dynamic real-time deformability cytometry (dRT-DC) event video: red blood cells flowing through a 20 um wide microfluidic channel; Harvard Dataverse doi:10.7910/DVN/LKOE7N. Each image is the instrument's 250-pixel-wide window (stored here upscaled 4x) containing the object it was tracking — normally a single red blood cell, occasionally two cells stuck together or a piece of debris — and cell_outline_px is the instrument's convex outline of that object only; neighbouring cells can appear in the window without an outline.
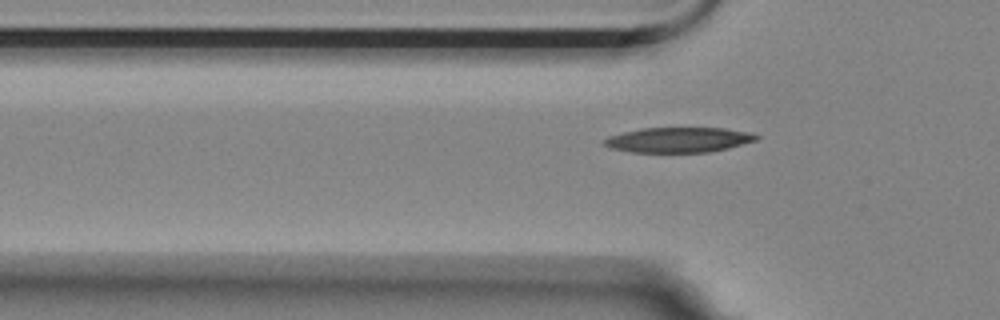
{"species": "Egyptian fruit bat (a non-hibernating species)", "species_latin": "Rousettus aegyptiacus", "temperature_condition": "room temperature", "stored_images_in_passage": 4, "camera_frame_rate_fps": 3000, "um_per_image_px": 0.085, "animal": {"sex": "female"}, "frame": {"image": 1, "passage_image": 2, "time_ms": 0.333, "image_size_px": [1000, 320], "cell_outline_px": [[760, 136], [756, 140], [728, 148], [708, 152], [632, 152], [608, 148], [600, 140], [608, 136], [640, 128], [724, 128], [752, 132]], "centroid_in_image_um": [57.64, 11.88], "position_along_channel_um": 68.2, "area_um2": 22.37}}
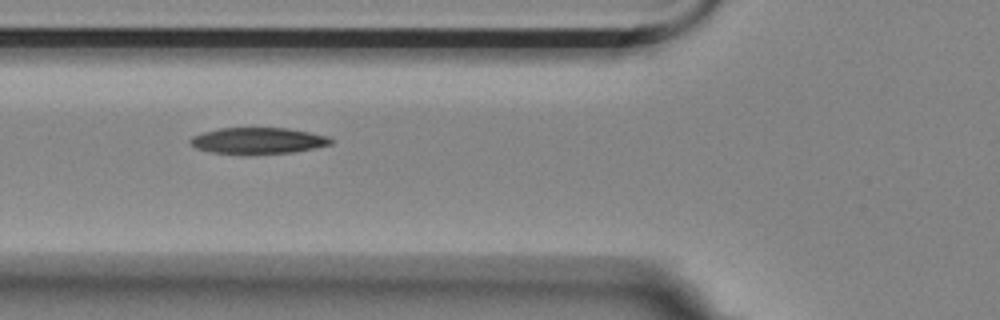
{"frame": {"image": 2, "passage_image": 3, "time_ms": 0.667, "image_size_px": [1000, 320], "cell_outline_px": [[332, 144], [292, 152], [212, 152], [196, 148], [188, 140], [192, 136], [204, 132], [220, 128], [288, 128], [328, 136], [332, 140]], "centroid_in_image_um": [21.93, 11.92], "position_along_channel_um": 103.9, "area_um2": 20.63}}
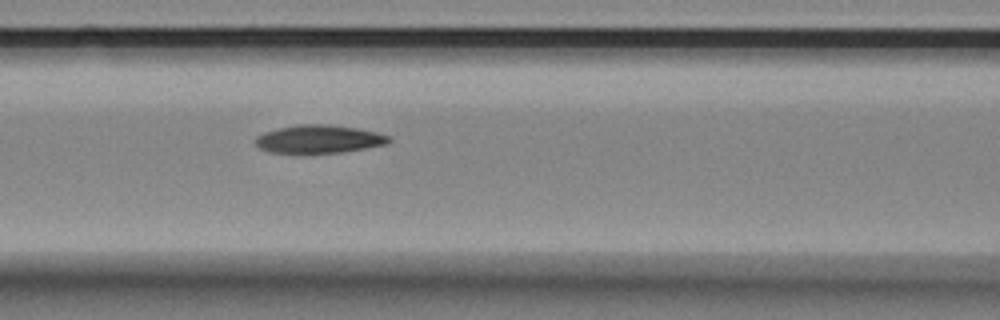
{"frame": {"image": 3, "passage_image": 4, "time_ms": 1.0, "image_size_px": [1000, 320], "cell_outline_px": [[392, 140], [388, 144], [340, 152], [272, 152], [260, 148], [256, 144], [256, 136], [264, 132], [296, 124], [328, 124], [356, 128], [376, 132], [388, 136]], "centroid_in_image_um": [27.12, 11.8], "position_along_channel_um": 139.5, "area_um2": 21.44}}